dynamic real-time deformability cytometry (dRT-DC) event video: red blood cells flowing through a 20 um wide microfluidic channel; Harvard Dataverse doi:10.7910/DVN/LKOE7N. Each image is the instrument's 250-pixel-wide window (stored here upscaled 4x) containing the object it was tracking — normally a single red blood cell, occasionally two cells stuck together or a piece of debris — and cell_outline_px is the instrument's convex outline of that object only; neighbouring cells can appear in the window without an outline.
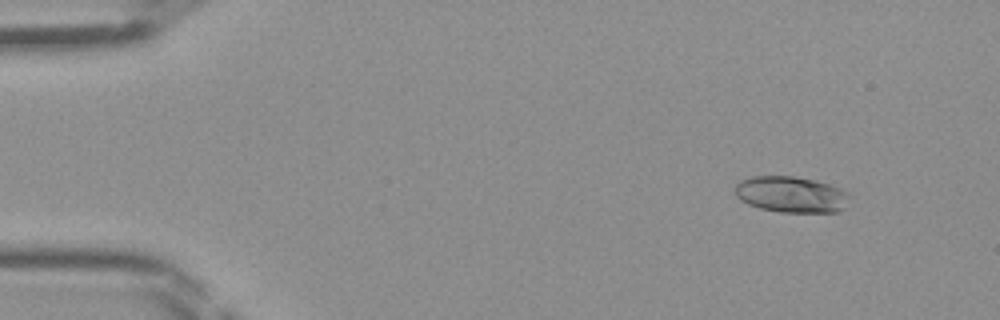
{"species": "Egyptian fruit bat (a non-hibernating species)", "species_latin": "Rousettus aegyptiacus", "temperature_condition": "room temperature", "stored_images_in_passage": 12, "camera_frame_rate_fps": 3000, "um_per_image_px": 0.085, "frame": {"image": 1, "passage_image": 4, "time_ms": 1.0, "image_size_px": [1000, 320], "cell_outline_px": [[852, 196], [844, 208], [836, 212], [780, 212], [760, 208], [748, 204], [740, 200], [736, 196], [736, 184], [740, 180], [752, 176], [792, 176], [816, 180], [840, 188], [848, 192]], "centroid_in_image_um": [67.27, 16.53], "position_along_channel_um": 17.7, "area_um2": 24.28}}